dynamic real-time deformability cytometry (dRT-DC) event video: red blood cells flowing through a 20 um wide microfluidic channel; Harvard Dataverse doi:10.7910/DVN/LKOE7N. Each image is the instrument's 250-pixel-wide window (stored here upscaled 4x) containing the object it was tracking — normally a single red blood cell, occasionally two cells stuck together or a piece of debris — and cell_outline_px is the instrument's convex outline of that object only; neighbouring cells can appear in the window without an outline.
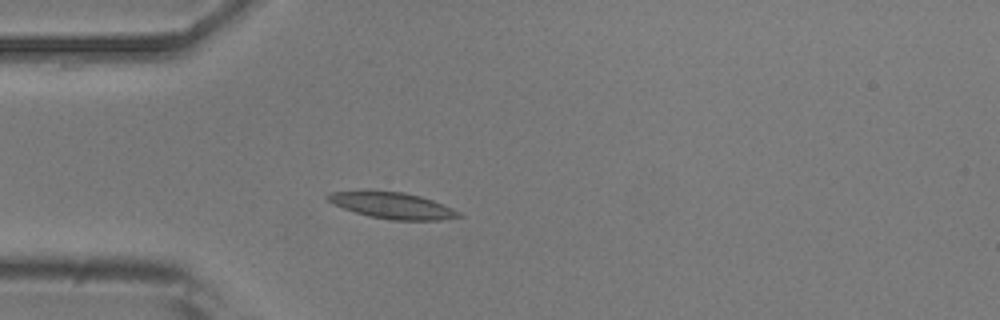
{"species": "common noctule bat (a hibernating species)", "species_latin": "Nyctalus noctula", "temperature_condition": "room temperature", "stored_images_in_passage": 3, "camera_frame_rate_fps": 3000, "um_per_image_px": 0.085, "animal": {"sex": "male", "body_mass_g": 20.5, "forearm_length_mm": 52.5}, "frame": {"image": 1, "passage_image": 3, "time_ms": 2.333, "image_size_px": [1000, 320], "cell_outline_px": [[464, 216], [440, 220], [392, 220], [368, 216], [332, 204], [324, 196], [332, 192], [368, 188], [404, 192], [420, 196], [432, 200], [452, 208], [460, 212]], "centroid_in_image_um": [33.29, 17.43], "position_along_channel_um": 51.7, "area_um2": 20.63}}